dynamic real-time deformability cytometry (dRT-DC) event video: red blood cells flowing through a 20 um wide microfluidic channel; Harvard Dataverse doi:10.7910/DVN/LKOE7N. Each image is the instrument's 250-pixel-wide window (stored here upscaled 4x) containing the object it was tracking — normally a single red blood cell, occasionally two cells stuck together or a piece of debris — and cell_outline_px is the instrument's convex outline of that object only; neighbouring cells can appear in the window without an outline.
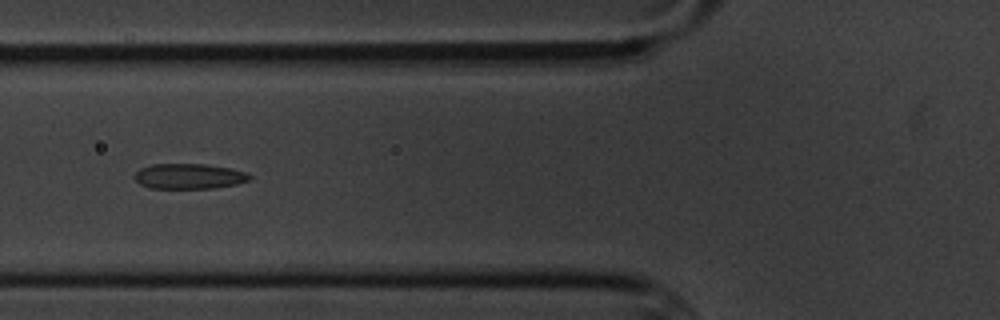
{"species": "common noctule bat (a hibernating species)", "species_latin": "Nyctalus noctula", "temperature_condition": "cold", "stored_images_in_passage": 9, "camera_frame_rate_fps": 3000, "um_per_image_px": 0.085, "animal": {"sex": "male", "body_mass_g": 20.1, "forearm_length_mm": 53.5}, "frame": {"image": 1, "passage_image": 2, "time_ms": 1.0, "image_size_px": [1000, 320], "cell_outline_px": [[252, 180], [236, 184], [212, 188], [148, 188], [140, 184], [132, 176], [140, 168], [152, 164], [204, 164], [228, 168], [248, 172], [252, 176]], "centroid_in_image_um": [16.07, 14.98], "position_along_channel_um": 109.7, "area_um2": 17.05}}
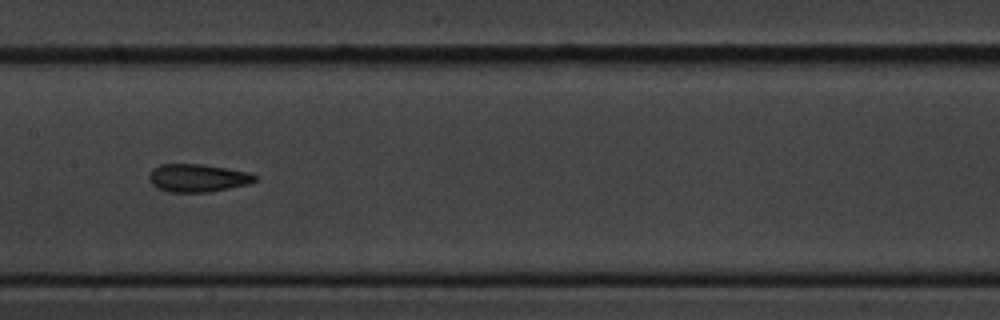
{"frame": {"image": 2, "passage_image": 4, "time_ms": 3.333, "image_size_px": [1000, 320], "cell_outline_px": [[256, 180], [248, 184], [212, 192], [168, 192], [156, 188], [152, 184], [148, 176], [152, 168], [160, 164], [204, 164], [248, 172], [256, 176]], "centroid_in_image_um": [16.77, 15.13], "position_along_channel_um": 190.6, "area_um2": 17.34}}
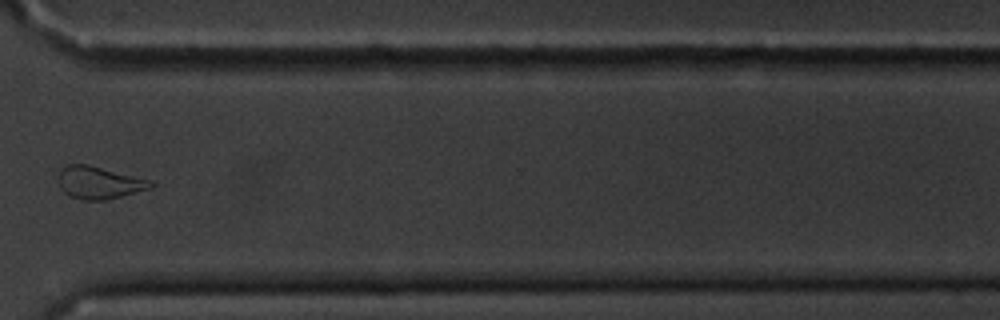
{"frame": {"image": 3, "passage_image": 8, "time_ms": 8.333, "image_size_px": [1000, 320], "cell_outline_px": [[156, 184], [152, 188], [104, 200], [80, 200], [64, 192], [60, 188], [56, 176], [60, 168], [68, 164], [88, 164], [152, 180]], "centroid_in_image_um": [8.4, 15.51], "position_along_channel_um": 362.2, "area_um2": 17.69}}